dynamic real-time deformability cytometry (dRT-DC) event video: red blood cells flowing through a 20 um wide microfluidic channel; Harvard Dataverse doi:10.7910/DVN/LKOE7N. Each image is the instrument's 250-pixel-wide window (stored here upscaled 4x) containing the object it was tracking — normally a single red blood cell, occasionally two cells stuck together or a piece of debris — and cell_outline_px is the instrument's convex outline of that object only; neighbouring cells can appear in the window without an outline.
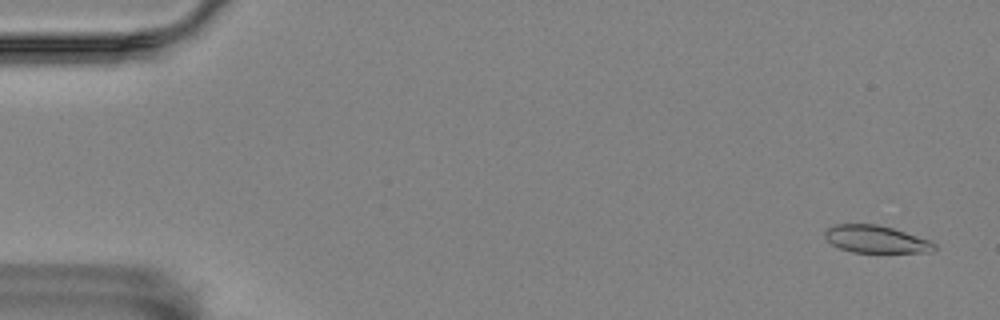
{"species": "Egyptian fruit bat (a non-hibernating species)", "species_latin": "Rousettus aegyptiacus", "temperature_condition": "room temperature", "stored_images_in_passage": 14, "camera_frame_rate_fps": 3000, "um_per_image_px": 0.085, "animal": {"sex": "female"}, "frame": {"image": 1, "passage_image": 3, "time_ms": 0.667, "image_size_px": [1000, 320], "cell_outline_px": [[936, 248], [932, 252], [852, 252], [840, 248], [832, 244], [824, 236], [824, 232], [828, 228], [836, 224], [876, 224], [892, 228], [932, 240], [936, 244]], "centroid_in_image_um": [74.49, 20.33], "position_along_channel_um": 10.5, "area_um2": 17.46}}